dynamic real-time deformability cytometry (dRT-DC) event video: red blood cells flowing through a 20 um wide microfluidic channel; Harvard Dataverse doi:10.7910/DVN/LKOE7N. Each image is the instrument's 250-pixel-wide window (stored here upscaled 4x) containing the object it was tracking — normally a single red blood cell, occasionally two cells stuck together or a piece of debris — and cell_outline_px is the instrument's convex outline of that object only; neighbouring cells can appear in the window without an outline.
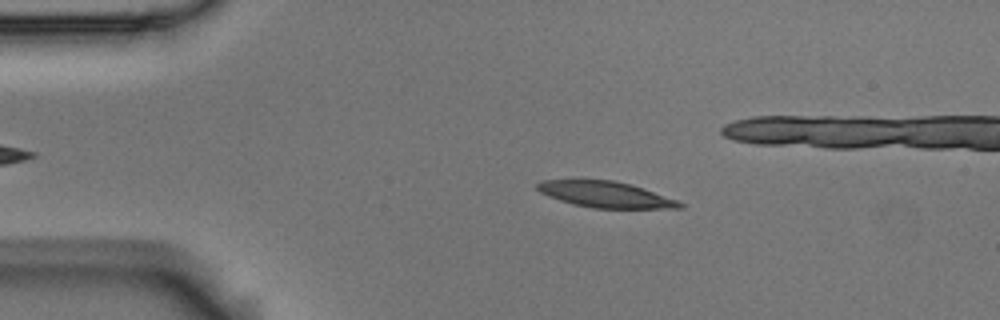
{"species": "Egyptian fruit bat (a non-hibernating species)", "species_latin": "Rousettus aegyptiacus", "temperature_condition": "room temperature", "stored_images_in_passage": 47, "camera_frame_rate_fps": 3000, "um_per_image_px": 0.085, "animal": {"sex": "male"}, "frame": {"image": 1, "passage_image": 10, "time_ms": 3.0, "image_size_px": [1000, 320], "cell_outline_px": [[684, 208], [592, 208], [572, 204], [548, 196], [540, 192], [536, 188], [536, 184], [540, 180], [612, 180], [628, 184], [676, 200], [684, 204]], "centroid_in_image_um": [51.4, 16.54], "position_along_channel_um": 33.6, "area_um2": 21.21}}
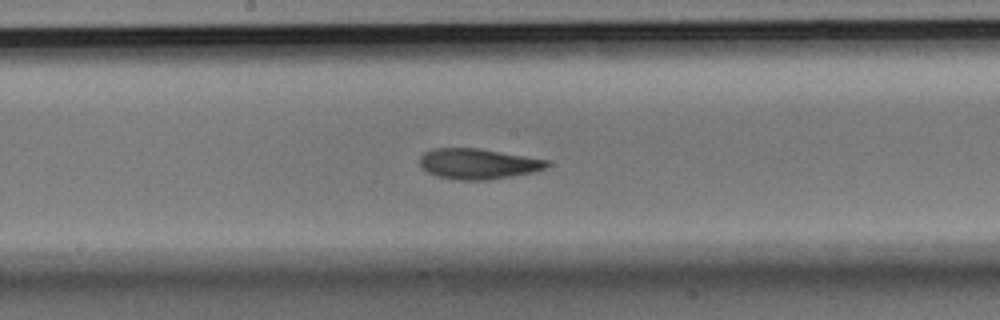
{"frame": {"image": 2, "passage_image": 28, "time_ms": 9.0, "image_size_px": [1000, 320], "cell_outline_px": [[548, 164], [544, 168], [536, 172], [488, 180], [460, 180], [436, 176], [428, 172], [420, 164], [420, 156], [424, 152], [432, 148], [476, 148], [548, 160]], "centroid_in_image_um": [40.61, 13.93], "position_along_channel_um": 207.6, "area_um2": 22.43}}
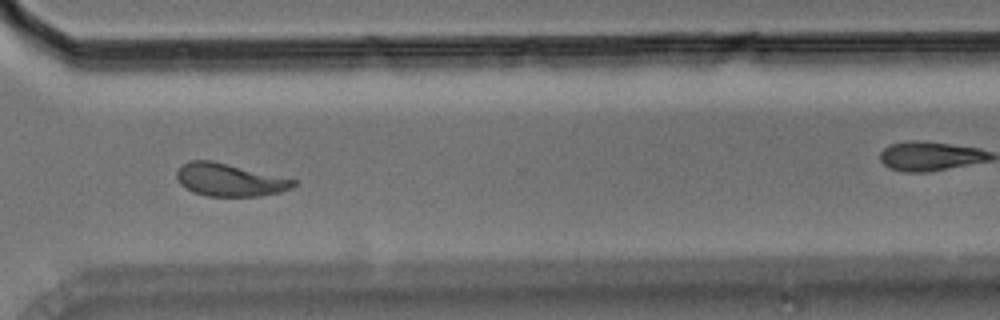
{"frame": {"image": 3, "passage_image": 40, "time_ms": 13.0, "image_size_px": [1000, 320], "cell_outline_px": [[296, 184], [292, 188], [280, 192], [260, 196], [208, 196], [192, 192], [180, 184], [176, 176], [176, 172], [188, 160], [212, 160], [296, 180]], "centroid_in_image_um": [19.49, 15.29], "position_along_channel_um": 351.1, "area_um2": 22.14}, "authors_computed_cell_mechanics": {"area_um2": 22.253, "velocity_mm_per_s": 3.5945, "shape_relaxation_time_tau1_ms": 5.5743, "shape_relaxation_time_tau2_ms": 2.5703, "deformation_change_tau1": 0.1645, "deformation_change_tau2": 0.0867}}